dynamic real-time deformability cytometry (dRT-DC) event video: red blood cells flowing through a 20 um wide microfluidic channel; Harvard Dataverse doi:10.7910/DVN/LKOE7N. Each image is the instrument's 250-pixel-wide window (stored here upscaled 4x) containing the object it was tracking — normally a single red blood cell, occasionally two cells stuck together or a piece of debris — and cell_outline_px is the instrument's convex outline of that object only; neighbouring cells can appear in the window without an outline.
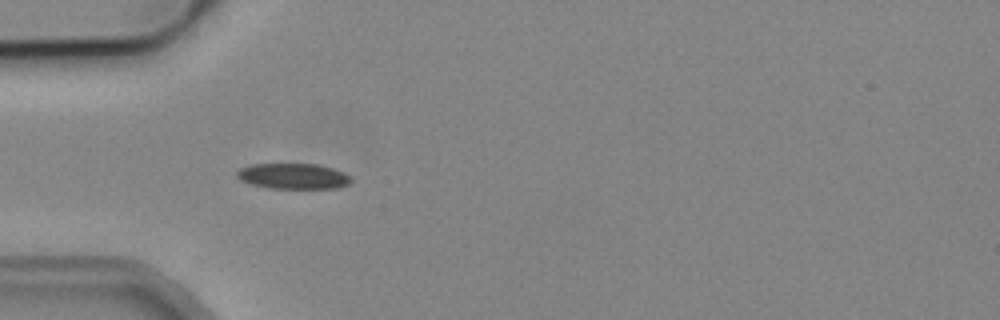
{"species": "common noctule bat (a hibernating species)", "species_latin": "Nyctalus noctula", "temperature_condition": "cold", "stored_images_in_passage": 6, "camera_frame_rate_fps": 3000, "um_per_image_px": 0.085, "animal": {"sex": "male", "body_mass_g": 19.2, "forearm_length_mm": 51.8}, "frame": {"image": 1, "passage_image": 3, "time_ms": 3.0, "image_size_px": [1000, 320], "cell_outline_px": [[352, 180], [348, 184], [336, 188], [268, 188], [252, 184], [240, 180], [236, 176], [236, 172], [240, 168], [252, 164], [316, 164], [332, 168], [344, 172]], "centroid_in_image_um": [24.9, 14.97], "position_along_channel_um": 60.1, "area_um2": 16.94}}
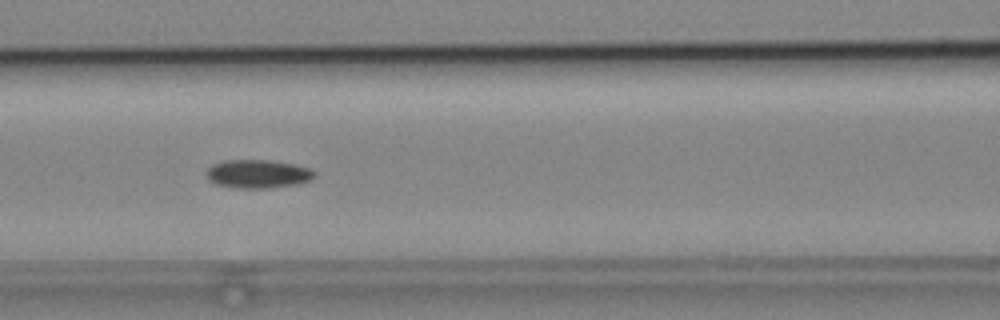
{"frame": {"image": 2, "passage_image": 5, "time_ms": 5.333, "image_size_px": [1000, 320], "cell_outline_px": [[316, 176], [308, 180], [296, 184], [268, 188], [236, 188], [216, 184], [208, 180], [204, 172], [212, 164], [224, 160], [268, 160], [296, 164], [312, 168], [316, 172]], "centroid_in_image_um": [21.9, 14.77], "position_along_channel_um": 144.7, "area_um2": 18.15}}
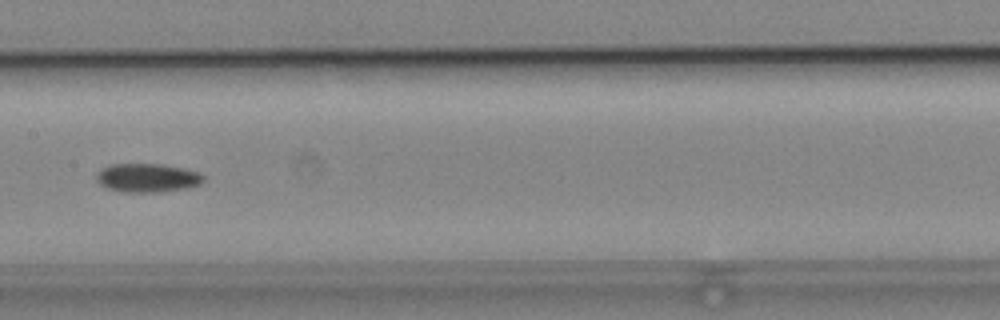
{"frame": {"image": 3, "passage_image": 6, "time_ms": 6.667, "image_size_px": [1000, 320], "cell_outline_px": [[204, 180], [200, 184], [188, 188], [160, 192], [124, 192], [108, 188], [100, 184], [96, 180], [96, 172], [100, 168], [112, 164], [160, 164], [180, 168], [196, 172], [204, 176]], "centroid_in_image_um": [12.48, 15.12], "position_along_channel_um": 194.9, "area_um2": 17.86}}